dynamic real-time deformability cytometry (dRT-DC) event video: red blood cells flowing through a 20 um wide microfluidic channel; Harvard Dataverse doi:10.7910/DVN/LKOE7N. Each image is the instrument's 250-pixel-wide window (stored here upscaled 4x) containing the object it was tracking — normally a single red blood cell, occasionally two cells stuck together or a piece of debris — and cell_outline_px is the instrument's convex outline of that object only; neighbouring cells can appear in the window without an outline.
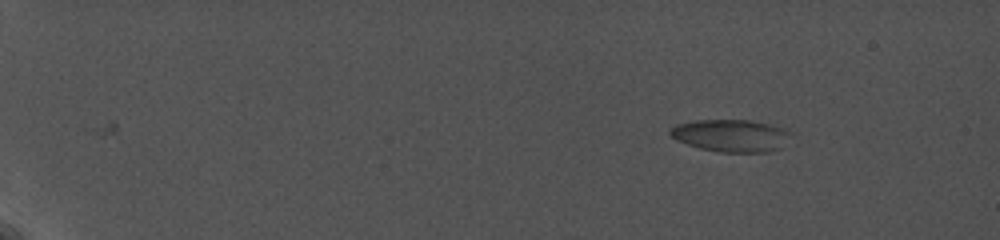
{"species": "common noctule bat (a hibernating species)", "species_latin": "Nyctalus noctula", "temperature_condition": "cold", "stored_images_in_passage": 28, "camera_frame_rate_fps": 5000, "um_per_image_px": 0.085, "animal": {"sex": "female", "body_mass_g": 19.0, "forearm_length_mm": 56.7}, "frame": {"image": 1, "passage_image": 1, "time_ms": 0.0, "image_size_px": [1000, 240], "cell_outline_px": [[788, 132], [780, 148], [768, 152], [720, 152], [700, 148], [676, 140], [668, 132], [676, 124], [696, 120], [748, 120], [768, 124], [784, 128]], "centroid_in_image_um": [62.06, 11.52], "position_along_channel_um": 22.9, "area_um2": 22.25}}
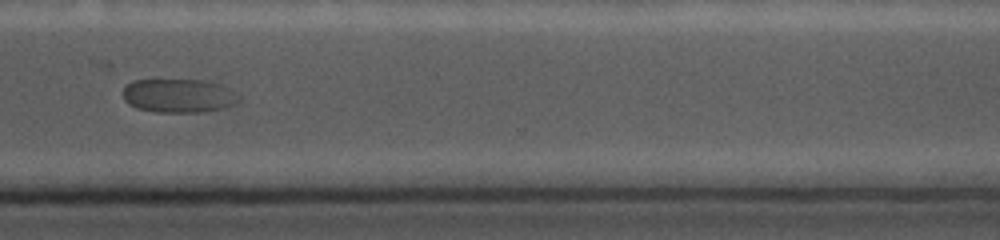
{"frame": {"image": 2, "passage_image": 25, "time_ms": 13.8, "image_size_px": [1000, 240], "cell_outline_px": [[240, 100], [236, 104], [224, 108], [204, 112], [156, 112], [136, 108], [128, 104], [124, 100], [124, 88], [132, 80], [208, 80], [220, 84], [236, 92], [240, 96]], "centroid_in_image_um": [15.23, 8.14], "position_along_channel_um": 355.4, "area_um2": 23.06}}
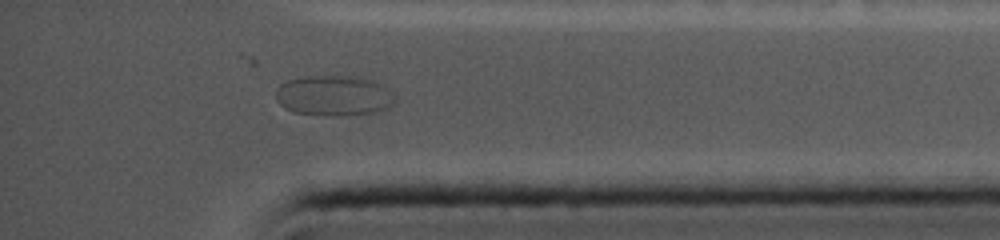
{"frame": {"image": 3, "passage_image": 27, "time_ms": 15.2, "image_size_px": [1000, 240], "cell_outline_px": [[396, 104], [388, 108], [376, 112], [292, 112], [284, 108], [276, 100], [276, 88], [280, 84], [288, 80], [308, 76], [360, 76], [380, 84], [396, 100]], "centroid_in_image_um": [28.34, 8.06], "position_along_channel_um": 406.9, "area_um2": 26.76}}